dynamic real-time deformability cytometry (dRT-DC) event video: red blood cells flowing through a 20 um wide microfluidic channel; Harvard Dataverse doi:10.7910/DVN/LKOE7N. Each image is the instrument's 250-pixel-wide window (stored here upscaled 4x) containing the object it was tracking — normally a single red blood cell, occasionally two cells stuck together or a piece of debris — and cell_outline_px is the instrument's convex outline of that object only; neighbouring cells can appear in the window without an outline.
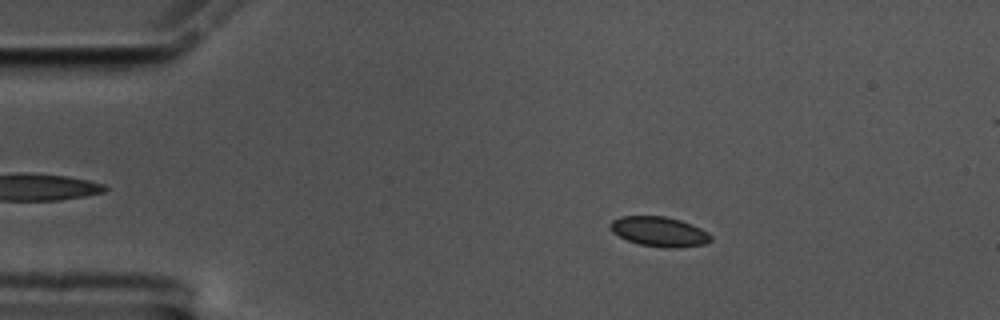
{"species": "common noctule bat (a hibernating species)", "species_latin": "Nyctalus noctula", "temperature_condition": "cold", "stored_images_in_passage": 58, "camera_frame_rate_fps": 3000, "um_per_image_px": 0.085, "animal": {"sex": "male", "body_mass_g": 17.5, "forearm_length_mm": 52.3}, "frame": {"image": 1, "passage_image": 11, "time_ms": 3.333, "image_size_px": [1000, 320], "cell_outline_px": [[712, 240], [704, 244], [680, 248], [664, 248], [640, 244], [628, 240], [612, 232], [608, 228], [608, 224], [612, 220], [620, 216], [664, 216], [680, 220], [692, 224], [708, 232], [712, 236]], "centroid_in_image_um": [56.03, 19.68], "position_along_channel_um": 29.0, "area_um2": 17.63}}
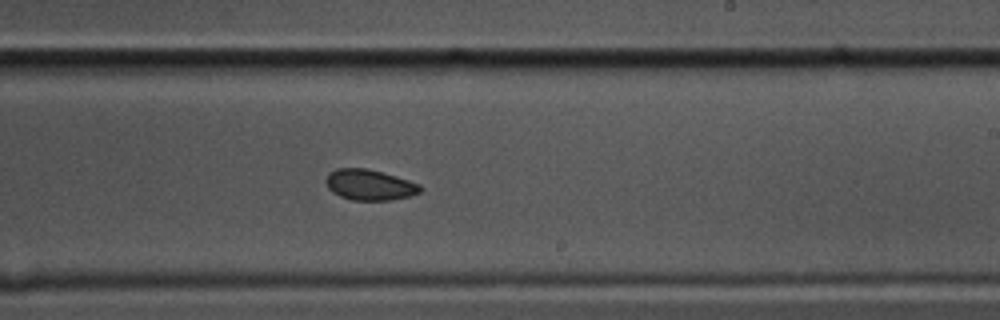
{"frame": {"image": 2, "passage_image": 35, "time_ms": 11.333, "image_size_px": [1000, 320], "cell_outline_px": [[424, 188], [420, 192], [408, 196], [392, 200], [352, 200], [340, 196], [332, 192], [328, 188], [324, 180], [328, 172], [336, 168], [368, 168], [396, 176], [420, 184]], "centroid_in_image_um": [31.39, 15.7], "position_along_channel_um": 257.6, "area_um2": 17.05}}
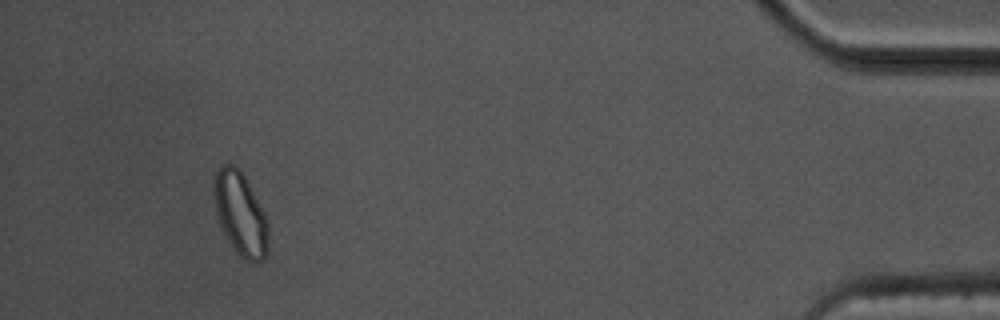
{"frame": {"image": 3, "passage_image": 54, "time_ms": 17.667, "image_size_px": [1000, 320], "cell_outline_px": [[268, 248], [264, 256], [260, 260], [248, 260], [240, 256], [236, 252], [228, 240], [220, 224], [216, 212], [216, 172], [224, 164], [232, 164], [244, 176], [264, 212], [268, 220]], "centroid_in_image_um": [20.47, 18.21], "position_along_channel_um": 414.7, "area_um2": 25.26}, "authors_computed_cell_mechanics": {"area_um2": 17.3978, "velocity_mm_per_s": 3.5304, "shape_relaxation_time_tau1_ms": 9.79, "shape_relaxation_time_tau2_ms": null, "deformation_change_tau1": 0.0839, "deformation_change_tau2": null}}